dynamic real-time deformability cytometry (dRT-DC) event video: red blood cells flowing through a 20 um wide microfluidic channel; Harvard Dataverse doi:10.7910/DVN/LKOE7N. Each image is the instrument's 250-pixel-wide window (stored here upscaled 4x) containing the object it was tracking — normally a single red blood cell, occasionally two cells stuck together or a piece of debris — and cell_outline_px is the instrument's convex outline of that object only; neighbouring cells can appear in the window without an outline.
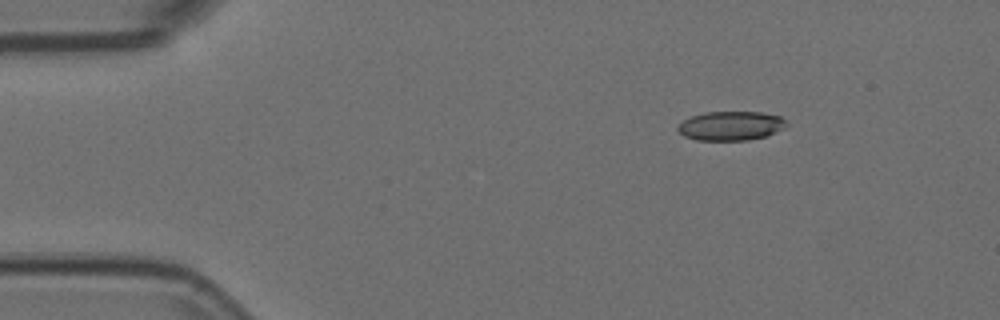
{"species": "Egyptian fruit bat (a non-hibernating species)", "species_latin": "Rousettus aegyptiacus", "temperature_condition": "room temperature", "stored_images_in_passage": 5, "camera_frame_rate_fps": 3000, "um_per_image_px": 0.085, "animal": {"sex": "female"}, "frame": {"image": 1, "passage_image": 2, "time_ms": 0.333, "image_size_px": [1000, 320], "cell_outline_px": [[788, 124], [784, 128], [768, 136], [748, 140], [696, 140], [684, 136], [676, 128], [684, 120], [692, 116], [704, 112], [760, 112], [780, 116]], "centroid_in_image_um": [62.13, 10.7], "position_along_channel_um": 22.9, "area_um2": 18.44}}
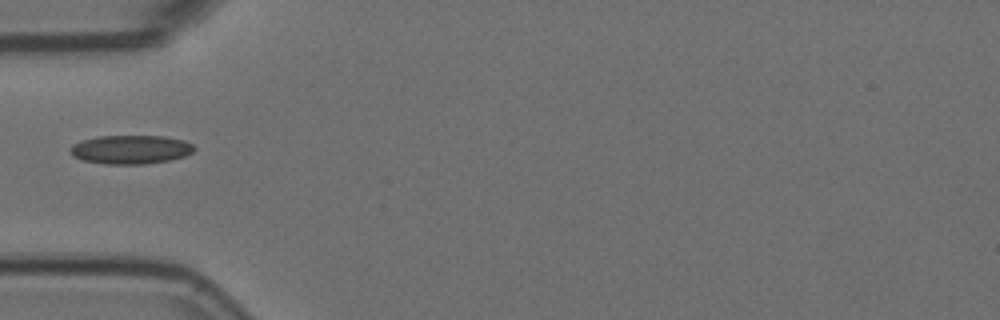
{"frame": {"image": 2, "passage_image": 5, "time_ms": 1.333, "image_size_px": [1000, 320], "cell_outline_px": [[196, 148], [192, 152], [184, 156], [168, 160], [144, 164], [104, 164], [84, 160], [72, 156], [68, 152], [68, 148], [72, 144], [80, 140], [96, 136], [164, 136], [184, 140], [192, 144]], "centroid_in_image_um": [11.05, 12.7], "position_along_channel_um": 74.0, "area_um2": 20.98}}